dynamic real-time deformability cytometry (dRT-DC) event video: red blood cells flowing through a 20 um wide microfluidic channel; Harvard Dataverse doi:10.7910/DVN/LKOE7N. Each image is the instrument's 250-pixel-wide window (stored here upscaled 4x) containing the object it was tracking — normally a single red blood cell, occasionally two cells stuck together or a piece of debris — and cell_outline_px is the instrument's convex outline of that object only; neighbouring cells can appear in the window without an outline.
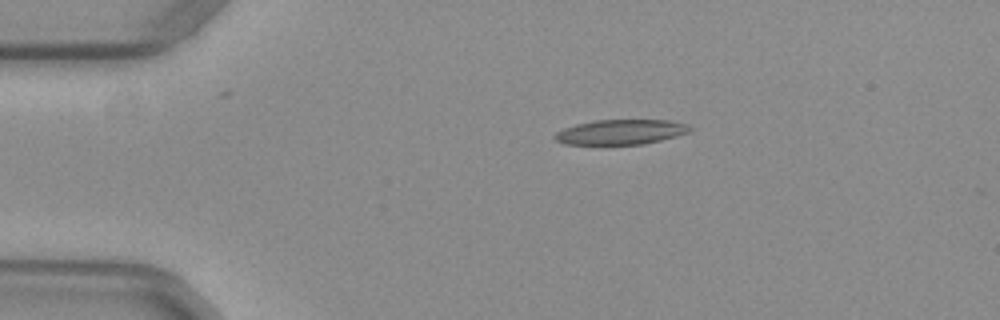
{"species": "common noctule bat (a hibernating species)", "species_latin": "Nyctalus noctula", "temperature_condition": "warm", "stored_images_in_passage": 39, "camera_frame_rate_fps": 3000, "um_per_image_px": 0.085, "animal": {"sex": "female", "body_mass_g": 29.2, "forearm_length_mm": 56.3}, "frame": {"image": 1, "passage_image": 1, "time_ms": 0.0, "image_size_px": [1000, 320], "cell_outline_px": [[692, 132], [644, 144], [564, 144], [556, 140], [552, 136], [556, 132], [564, 128], [576, 124], [596, 120], [668, 120], [688, 124], [692, 128]], "centroid_in_image_um": [52.78, 11.22], "position_along_channel_um": 32.2, "area_um2": 19.65}}
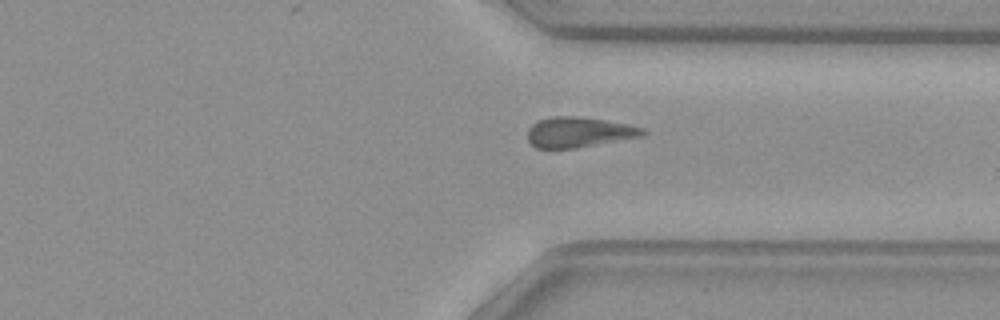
{"frame": {"image": 2, "passage_image": 30, "time_ms": 9.667, "image_size_px": [1000, 320], "cell_outline_px": [[648, 132], [644, 136], [576, 148], [536, 148], [528, 140], [528, 128], [532, 124], [540, 120], [552, 116], [580, 116], [628, 124], [644, 128]], "centroid_in_image_um": [49.24, 11.23], "position_along_channel_um": 362.2, "area_um2": 20.4}}
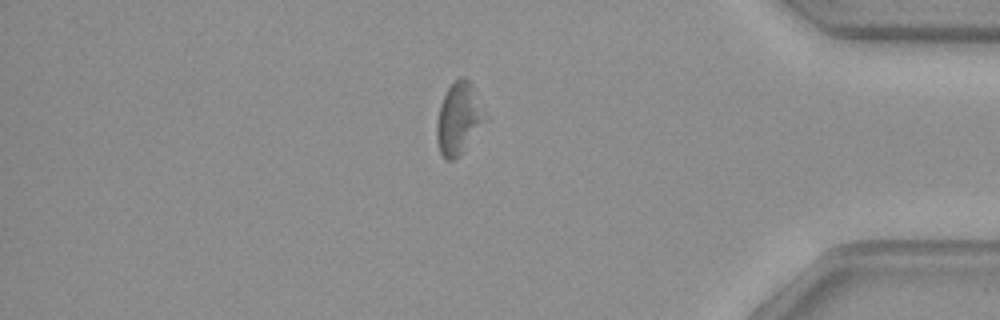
{"frame": {"image": 3, "passage_image": 35, "time_ms": 11.333, "image_size_px": [1000, 320], "cell_outline_px": [[480, 120], [460, 156], [452, 160], [444, 160], [440, 152], [436, 140], [436, 120], [440, 104], [448, 88], [460, 76], [464, 76], [472, 84], [480, 116]], "centroid_in_image_um": [38.82, 10.1], "position_along_channel_um": 396.4, "area_um2": 18.55}}